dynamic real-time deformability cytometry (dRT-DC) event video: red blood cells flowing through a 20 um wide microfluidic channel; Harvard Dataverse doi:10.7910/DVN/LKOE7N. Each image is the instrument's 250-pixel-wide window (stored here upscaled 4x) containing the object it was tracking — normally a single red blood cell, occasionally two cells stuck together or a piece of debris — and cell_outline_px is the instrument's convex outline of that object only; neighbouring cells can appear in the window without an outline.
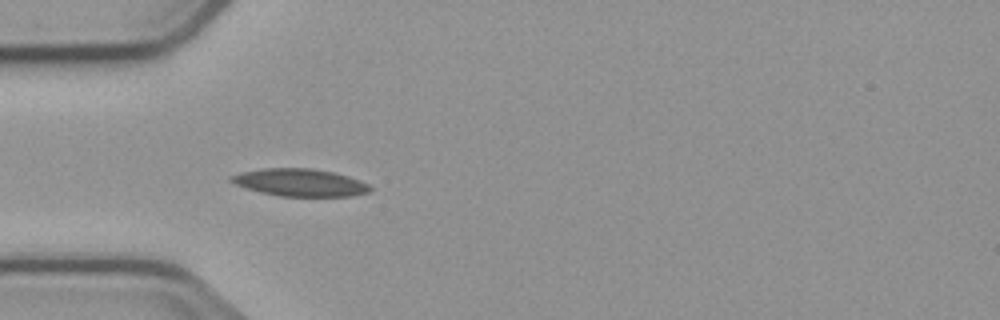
{"species": "common noctule bat (a hibernating species)", "species_latin": "Nyctalus noctula", "temperature_condition": "cold", "stored_images_in_passage": 4, "camera_frame_rate_fps": 3000, "um_per_image_px": 0.085, "animal": {"sex": "male", "body_mass_g": 23.1, "forearm_length_mm": 52.7}, "frame": {"image": 1, "passage_image": 4, "time_ms": 3.333, "image_size_px": [1000, 320], "cell_outline_px": [[372, 188], [368, 192], [352, 196], [280, 196], [260, 192], [236, 184], [228, 180], [228, 176], [240, 172], [264, 168], [312, 168], [332, 172], [348, 176], [360, 180], [368, 184]], "centroid_in_image_um": [25.48, 15.51], "position_along_channel_um": 59.5, "area_um2": 22.2}}